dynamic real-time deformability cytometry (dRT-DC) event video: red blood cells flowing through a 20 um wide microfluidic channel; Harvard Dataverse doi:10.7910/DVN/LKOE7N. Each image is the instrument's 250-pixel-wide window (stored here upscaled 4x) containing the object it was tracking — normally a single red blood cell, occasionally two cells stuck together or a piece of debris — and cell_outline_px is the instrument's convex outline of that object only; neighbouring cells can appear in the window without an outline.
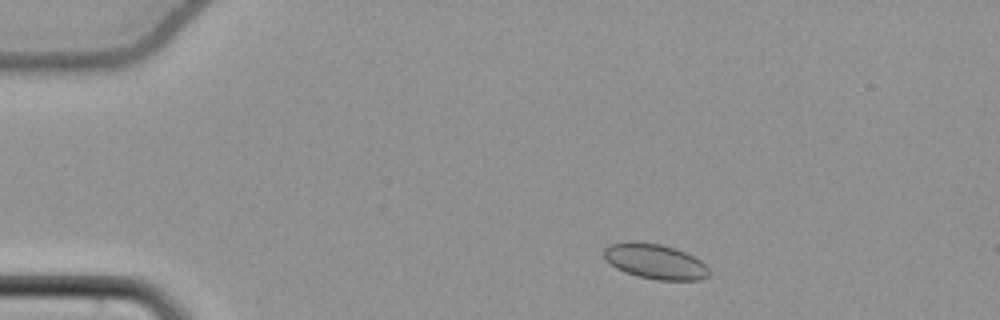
{"species": "common noctule bat (a hibernating species)", "species_latin": "Nyctalus noctula", "temperature_condition": "cold", "stored_images_in_passage": 47, "camera_frame_rate_fps": 3000, "um_per_image_px": 0.085, "animal": {"sex": "female", "body_mass_g": 22.7, "forearm_length_mm": 54.2}, "frame": {"image": 1, "passage_image": 2, "time_ms": 0.333, "image_size_px": [1000, 320], "cell_outline_px": [[708, 276], [700, 280], [656, 280], [636, 276], [624, 272], [616, 268], [604, 260], [604, 248], [612, 244], [628, 240], [636, 240], [660, 244], [676, 248], [700, 260], [708, 268]], "centroid_in_image_um": [55.63, 22.21], "position_along_channel_um": 29.4, "area_um2": 21.73}}
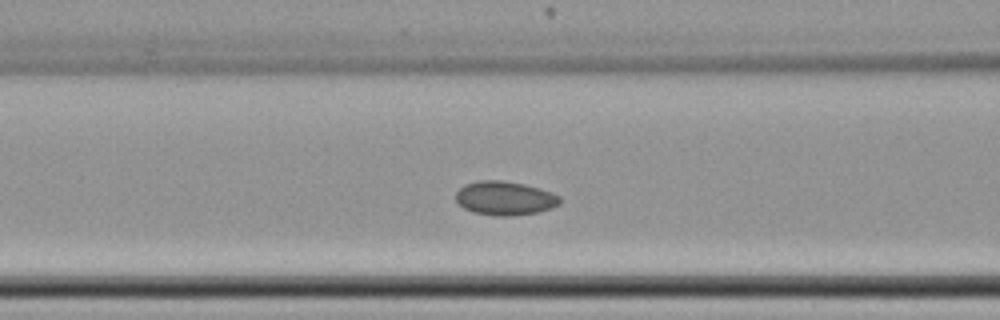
{"frame": {"image": 2, "passage_image": 15, "time_ms": 4.667, "image_size_px": [1000, 320], "cell_outline_px": [[560, 204], [552, 208], [536, 212], [512, 216], [496, 216], [472, 212], [464, 208], [456, 200], [456, 192], [464, 184], [476, 180], [500, 180], [524, 184], [540, 188], [552, 192], [560, 196]], "centroid_in_image_um": [42.91, 16.84], "position_along_channel_um": 123.7, "area_um2": 20.69}}
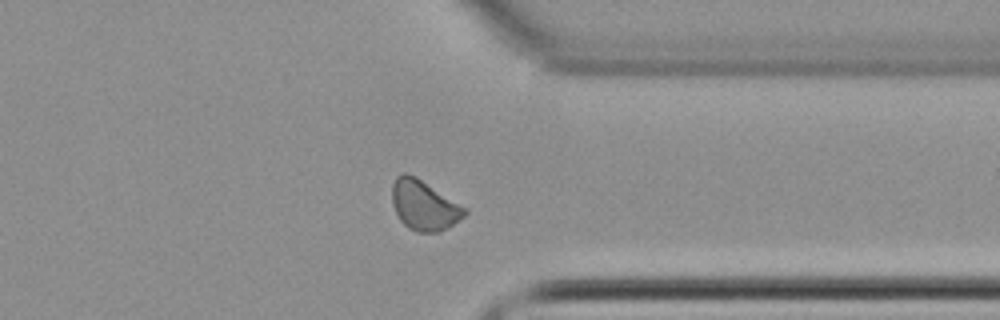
{"frame": {"image": 3, "passage_image": 35, "time_ms": 11.333, "image_size_px": [1000, 320], "cell_outline_px": [[468, 212], [464, 216], [448, 228], [440, 232], [416, 232], [408, 228], [400, 220], [392, 204], [392, 184], [396, 176], [400, 172], [408, 172], [416, 176], [468, 208]], "centroid_in_image_um": [36.04, 17.43], "position_along_channel_um": 375.4, "area_um2": 21.5}, "authors_computed_cell_mechanics": {"area_um2": 20.5768, "velocity_mm_per_s": 3.8073, "shape_relaxation_time_tau1_ms": null, "shape_relaxation_time_tau2_ms": 3.6032, "deformation_change_tau1": null, "deformation_change_tau2": 0.0549}}